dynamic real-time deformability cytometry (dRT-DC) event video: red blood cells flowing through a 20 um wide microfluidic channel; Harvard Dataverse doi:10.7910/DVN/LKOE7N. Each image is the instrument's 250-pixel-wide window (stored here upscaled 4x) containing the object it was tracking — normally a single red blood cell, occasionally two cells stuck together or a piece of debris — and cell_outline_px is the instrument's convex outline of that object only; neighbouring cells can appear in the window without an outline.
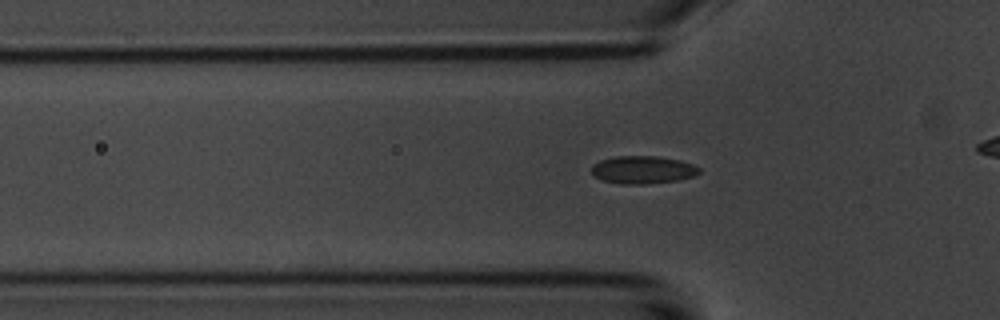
{"species": "common noctule bat (a hibernating species)", "species_latin": "Nyctalus noctula", "temperature_condition": "room temperature", "stored_images_in_passage": 34, "camera_frame_rate_fps": 3000, "um_per_image_px": 0.085, "animal": {"sex": "male", "body_mass_g": 20.1, "forearm_length_mm": 53.5}, "frame": {"image": 1, "passage_image": 7, "time_ms": 2.0, "image_size_px": [1000, 320], "cell_outline_px": [[700, 172], [696, 176], [676, 180], [648, 184], [620, 184], [604, 180], [596, 176], [592, 172], [592, 164], [600, 160], [616, 156], [656, 156], [680, 160], [692, 164], [700, 168]], "centroid_in_image_um": [54.66, 14.43], "position_along_channel_um": 71.1, "area_um2": 17.4}}
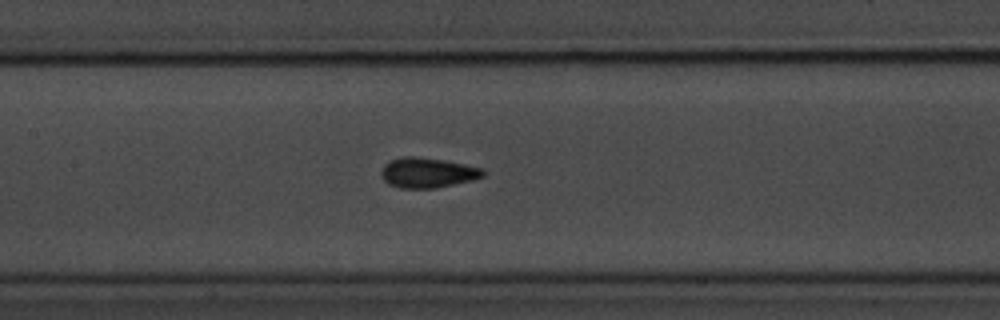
{"frame": {"image": 2, "passage_image": 15, "time_ms": 4.667, "image_size_px": [1000, 320], "cell_outline_px": [[484, 176], [472, 180], [436, 188], [400, 188], [388, 184], [380, 176], [380, 172], [384, 164], [388, 160], [404, 156], [412, 156], [444, 160], [464, 164], [480, 168], [484, 172]], "centroid_in_image_um": [36.28, 14.68], "position_along_channel_um": 171.1, "area_um2": 17.86}}
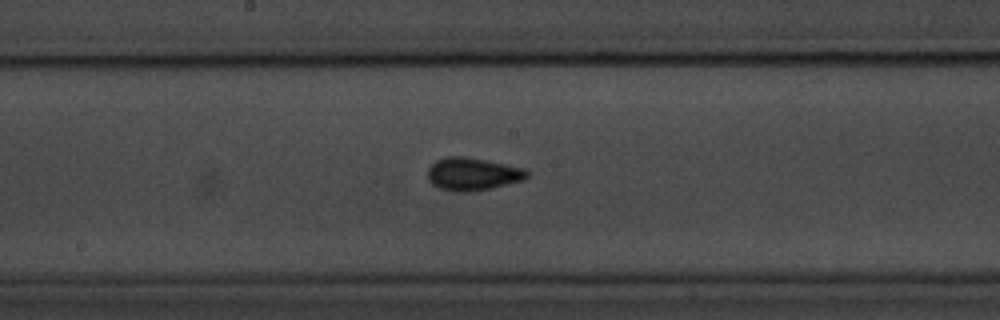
{"frame": {"image": 3, "passage_image": 18, "time_ms": 5.667, "image_size_px": [1000, 320], "cell_outline_px": [[528, 176], [524, 180], [488, 188], [468, 192], [456, 192], [440, 188], [432, 184], [428, 180], [428, 168], [436, 160], [444, 156], [464, 156], [524, 168], [528, 172]], "centroid_in_image_um": [40.13, 14.78], "position_along_channel_um": 208.1, "area_um2": 18.79}}